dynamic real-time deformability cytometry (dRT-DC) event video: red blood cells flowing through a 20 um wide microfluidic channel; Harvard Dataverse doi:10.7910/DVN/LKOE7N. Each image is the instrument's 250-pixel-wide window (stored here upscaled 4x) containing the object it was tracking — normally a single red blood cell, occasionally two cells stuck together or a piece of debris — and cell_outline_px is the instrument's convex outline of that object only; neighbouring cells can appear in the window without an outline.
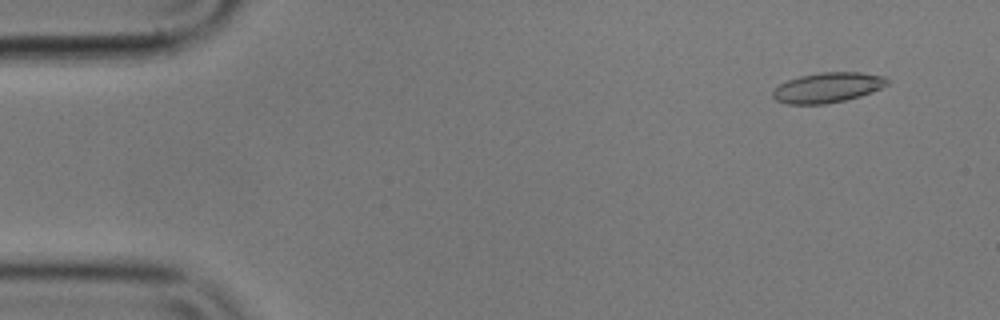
{"species": "common noctule bat (a hibernating species)", "species_latin": "Nyctalus noctula", "temperature_condition": "cold", "stored_images_in_passage": 56, "camera_frame_rate_fps": 3000, "um_per_image_px": 0.085, "animal": {"sex": "male", "body_mass_g": 17.9}, "frame": {"image": 1, "passage_image": 4, "time_ms": 1.0, "image_size_px": [1000, 320], "cell_outline_px": [[888, 84], [872, 92], [860, 96], [844, 100], [824, 104], [788, 104], [776, 100], [772, 96], [772, 92], [780, 84], [788, 80], [800, 76], [824, 72], [860, 72], [884, 76], [888, 80]], "centroid_in_image_um": [70.35, 7.44], "position_along_channel_um": 14.7, "area_um2": 19.88}}
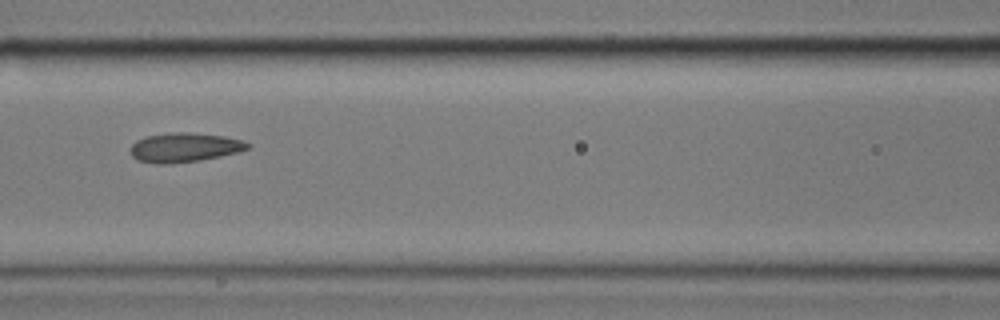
{"frame": {"image": 2, "passage_image": 24, "time_ms": 7.667, "image_size_px": [1000, 320], "cell_outline_px": [[252, 144], [248, 148], [240, 152], [200, 160], [172, 164], [156, 164], [136, 160], [132, 156], [132, 144], [136, 140], [148, 136], [172, 132], [184, 132], [224, 136], [244, 140]], "centroid_in_image_um": [15.71, 12.54], "position_along_channel_um": 150.9, "area_um2": 20.06}}
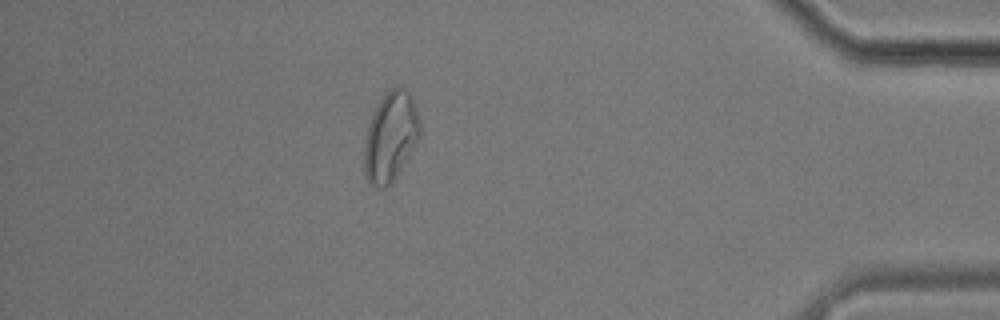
{"frame": {"image": 3, "passage_image": 49, "time_ms": 16.0, "image_size_px": [1000, 320], "cell_outline_px": [[420, 136], [408, 156], [392, 180], [384, 188], [376, 188], [368, 184], [364, 172], [364, 140], [372, 116], [380, 100], [388, 88], [396, 84], [408, 92], [412, 96], [420, 120]], "centroid_in_image_um": [33.18, 11.59], "position_along_channel_um": 402.0, "area_um2": 28.84}, "authors_computed_cell_mechanics": {"area_um2": 20.3456, "velocity_mm_per_s": 3.5323, "shape_relaxation_time_tau1_ms": null, "shape_relaxation_time_tau2_ms": 2.4379, "deformation_change_tau1": null, "deformation_change_tau2": 0.0744}}